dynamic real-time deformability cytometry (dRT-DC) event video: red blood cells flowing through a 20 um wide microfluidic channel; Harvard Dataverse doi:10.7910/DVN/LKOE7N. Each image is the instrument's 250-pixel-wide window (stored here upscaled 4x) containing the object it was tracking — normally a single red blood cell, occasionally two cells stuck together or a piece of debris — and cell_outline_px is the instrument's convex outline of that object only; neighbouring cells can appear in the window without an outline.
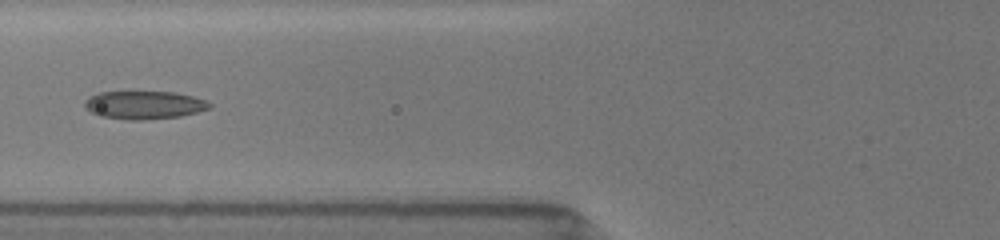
{"species": "common noctule bat (a hibernating species)", "species_latin": "Nyctalus noctula", "temperature_condition": "room temperature", "stored_images_in_passage": 17, "camera_frame_rate_fps": 3000, "um_per_image_px": 0.085, "animal": {"sex": "female", "body_mass_g": 19.5, "forearm_length_mm": 54.1}, "frame": {"image": 1, "passage_image": 8, "time_ms": 6.333, "image_size_px": [1000, 240], "cell_outline_px": [[212, 108], [180, 116], [140, 120], [128, 120], [100, 116], [84, 108], [84, 100], [100, 92], [176, 92], [208, 100], [212, 104]], "centroid_in_image_um": [12.28, 8.92], "position_along_channel_um": 113.5, "area_um2": 20.46}}
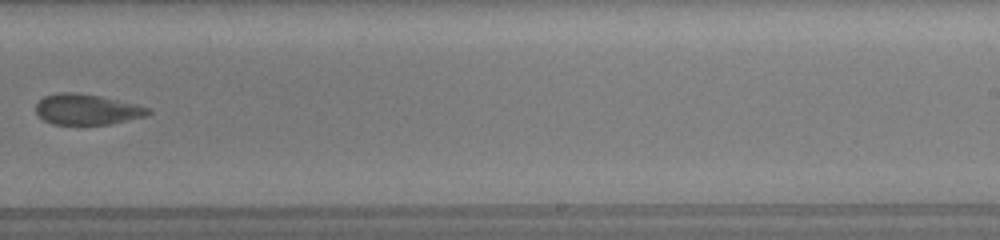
{"frame": {"image": 2, "passage_image": 12, "time_ms": 10.667, "image_size_px": [1000, 240], "cell_outline_px": [[152, 112], [144, 116], [112, 124], [52, 124], [44, 120], [36, 112], [36, 104], [44, 96], [56, 92], [76, 92], [100, 96], [152, 108]], "centroid_in_image_um": [7.38, 9.29], "position_along_channel_um": 281.6, "area_um2": 20.0}}
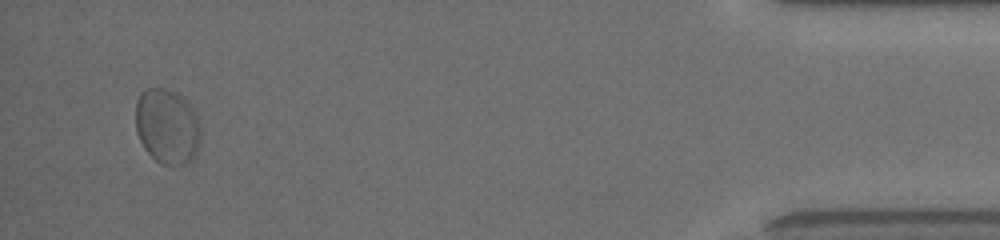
{"frame": {"image": 3, "passage_image": 17, "time_ms": 16.0, "image_size_px": [1000, 240], "cell_outline_px": [[200, 140], [196, 152], [192, 160], [184, 164], [160, 164], [144, 148], [136, 132], [136, 100], [140, 92], [148, 88], [160, 88], [176, 92], [184, 96], [192, 108], [200, 124]], "centroid_in_image_um": [14.21, 10.72], "position_along_channel_um": 421.0, "area_um2": 28.61}, "authors_computed_cell_mechanics": {"area_um2": 22.9466, "velocity_mm_per_s": 3.9012, "shape_relaxation_time_tau1_ms": 4.0976, "shape_relaxation_time_tau2_ms": 1.2818, "deformation_change_tau1": 0.0931, "deformation_change_tau2": 0.0589}}